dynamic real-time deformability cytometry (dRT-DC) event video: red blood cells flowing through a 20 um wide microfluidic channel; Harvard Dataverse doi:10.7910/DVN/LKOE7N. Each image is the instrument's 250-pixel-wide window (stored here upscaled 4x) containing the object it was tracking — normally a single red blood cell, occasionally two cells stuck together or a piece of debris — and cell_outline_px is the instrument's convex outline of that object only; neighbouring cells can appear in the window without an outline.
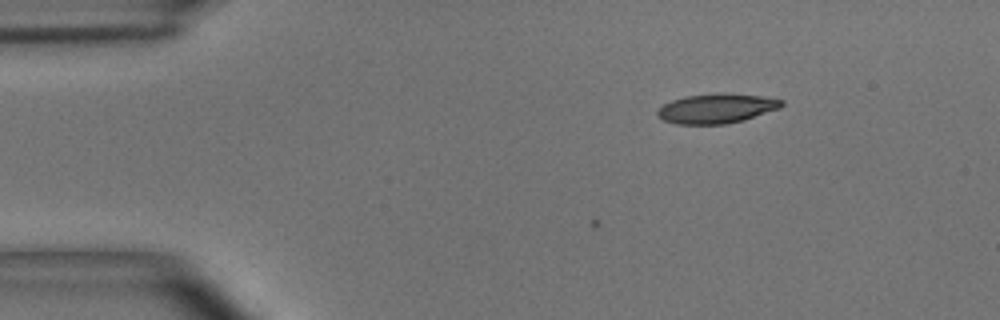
{"species": "common noctule bat (a hibernating species)", "species_latin": "Nyctalus noctula", "temperature_condition": "room temperature", "stored_images_in_passage": 3, "camera_frame_rate_fps": 3000, "um_per_image_px": 0.085, "animal": {"sex": "male", "body_mass_g": 15.6}, "frame": {"image": 1, "passage_image": 3, "time_ms": 0.667, "image_size_px": [1000, 320], "cell_outline_px": [[784, 104], [780, 108], [744, 120], [724, 124], [676, 124], [664, 120], [656, 112], [664, 104], [672, 100], [684, 96], [724, 92], [760, 96], [784, 100]], "centroid_in_image_um": [60.93, 9.21], "position_along_channel_um": 24.1, "area_um2": 21.39}}